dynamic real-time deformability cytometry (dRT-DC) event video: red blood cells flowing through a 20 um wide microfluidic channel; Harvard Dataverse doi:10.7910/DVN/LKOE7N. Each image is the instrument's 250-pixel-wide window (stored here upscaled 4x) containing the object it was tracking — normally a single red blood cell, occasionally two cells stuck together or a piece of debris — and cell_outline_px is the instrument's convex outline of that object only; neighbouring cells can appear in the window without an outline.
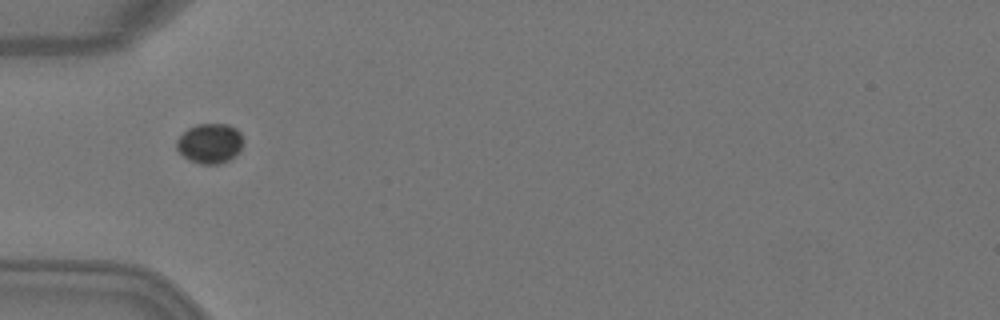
{"species": "Egyptian fruit bat (a non-hibernating species)", "species_latin": "Rousettus aegyptiacus", "temperature_condition": "warm", "stored_images_in_passage": 4, "camera_frame_rate_fps": 3000, "um_per_image_px": 0.085, "animal": {"sex": "female"}, "frame": {"image": 1, "passage_image": 1, "time_ms": 0.0, "image_size_px": [1000, 320], "cell_outline_px": [[244, 140], [236, 156], [220, 164], [200, 164], [188, 160], [176, 148], [176, 140], [188, 128], [196, 124], [228, 124], [236, 128], [240, 132]], "centroid_in_image_um": [17.85, 12.19], "position_along_channel_um": 67.2, "area_um2": 15.61}}